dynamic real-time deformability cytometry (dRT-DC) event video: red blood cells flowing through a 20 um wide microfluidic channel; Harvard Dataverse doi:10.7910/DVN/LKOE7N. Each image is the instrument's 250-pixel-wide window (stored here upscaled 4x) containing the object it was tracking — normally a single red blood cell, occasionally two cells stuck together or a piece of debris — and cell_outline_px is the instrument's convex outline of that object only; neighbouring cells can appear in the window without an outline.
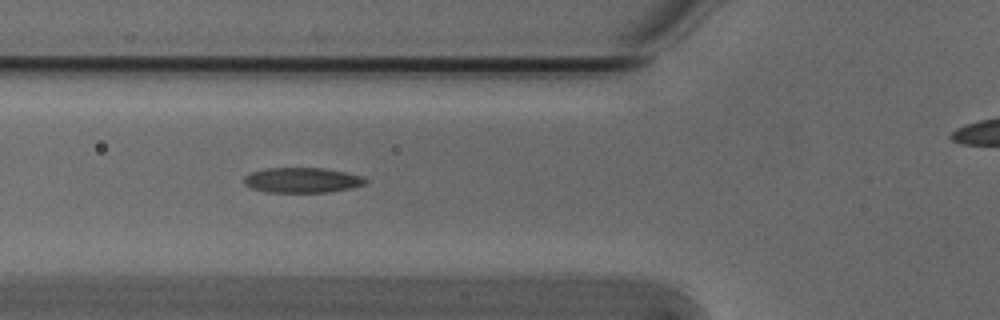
{"species": "Egyptian fruit bat (a non-hibernating species)", "species_latin": "Rousettus aegyptiacus", "temperature_condition": "cold", "stored_images_in_passage": 39, "camera_frame_rate_fps": 3000, "um_per_image_px": 0.085, "animal": {"sex": "male"}, "frame": {"image": 1, "passage_image": 9, "time_ms": 2.667, "image_size_px": [1000, 320], "cell_outline_px": [[368, 180], [364, 184], [352, 188], [328, 192], [268, 192], [252, 188], [244, 184], [244, 176], [252, 172], [264, 168], [324, 168], [364, 176]], "centroid_in_image_um": [25.69, 15.31], "position_along_channel_um": 100.1, "area_um2": 17.8}}
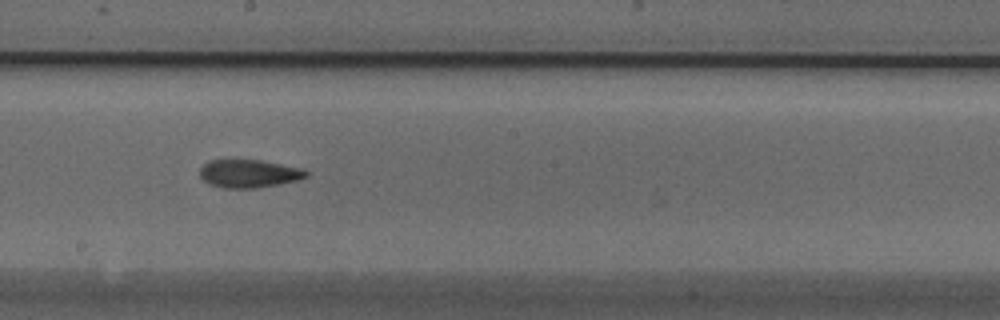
{"frame": {"image": 2, "passage_image": 19, "time_ms": 6.0, "image_size_px": [1000, 320], "cell_outline_px": [[308, 176], [296, 180], [280, 184], [256, 188], [224, 188], [208, 184], [200, 176], [200, 168], [208, 160], [260, 160], [304, 168], [308, 172]], "centroid_in_image_um": [21.16, 14.75], "position_along_channel_um": 227.0, "area_um2": 17.46}}
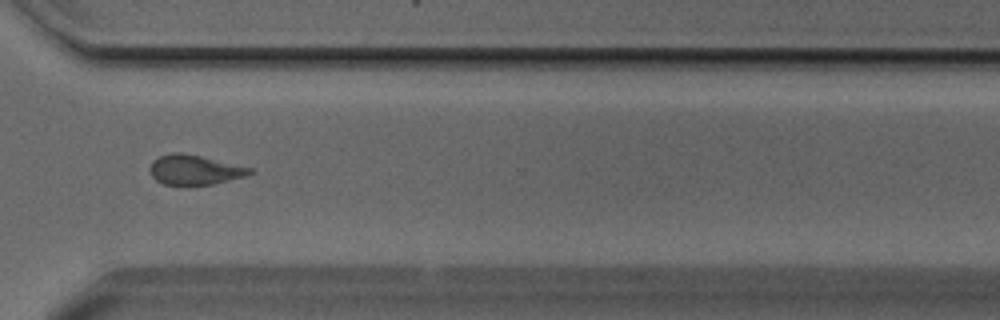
{"frame": {"image": 3, "passage_image": 29, "time_ms": 9.333, "image_size_px": [1000, 320], "cell_outline_px": [[256, 172], [248, 176], [212, 184], [188, 188], [180, 188], [164, 184], [156, 180], [148, 172], [148, 168], [152, 160], [160, 156], [172, 152], [180, 152], [200, 156], [252, 168]], "centroid_in_image_um": [16.5, 14.49], "position_along_channel_um": 354.1, "area_um2": 18.15}}